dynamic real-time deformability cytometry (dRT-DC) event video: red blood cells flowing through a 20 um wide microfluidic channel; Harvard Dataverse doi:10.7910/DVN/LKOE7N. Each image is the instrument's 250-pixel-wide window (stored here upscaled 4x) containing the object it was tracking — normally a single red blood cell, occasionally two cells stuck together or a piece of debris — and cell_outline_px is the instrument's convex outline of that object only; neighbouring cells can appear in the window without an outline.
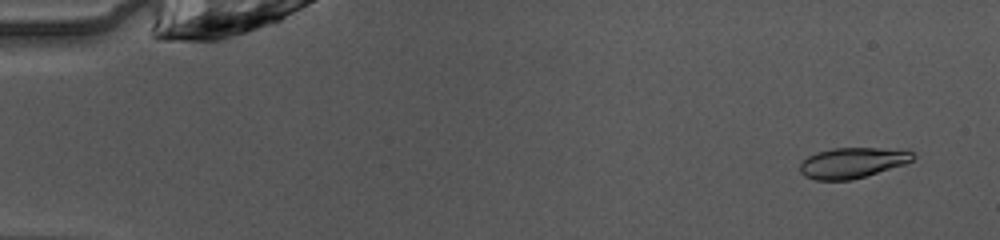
{"species": "common noctule bat (a hibernating species)", "species_latin": "Nyctalus noctula", "temperature_condition": "warm", "stored_images_in_passage": 49, "camera_frame_rate_fps": 3000, "um_per_image_px": 0.085, "animal": {"sex": "female", "body_mass_g": 10.0, "forearm_length_mm": 53.1}, "frame": {"image": 1, "passage_image": 3, "time_ms": 0.667, "image_size_px": [1000, 240], "cell_outline_px": [[916, 156], [912, 160], [904, 164], [852, 180], [816, 180], [804, 176], [800, 172], [800, 164], [808, 156], [816, 152], [832, 148], [908, 148]], "centroid_in_image_um": [72.49, 13.82], "position_along_channel_um": 12.5, "area_um2": 20.29}}
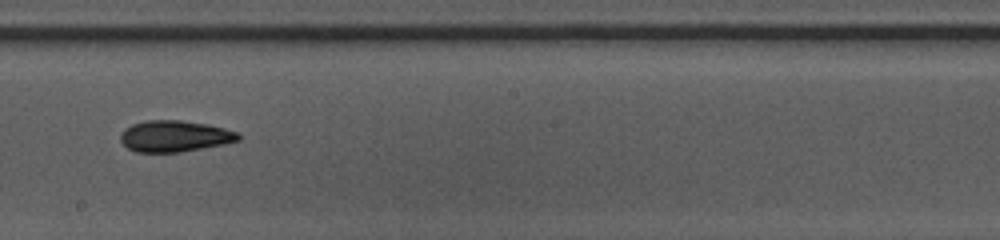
{"frame": {"image": 2, "passage_image": 28, "time_ms": 9.0, "image_size_px": [1000, 240], "cell_outline_px": [[240, 140], [224, 144], [180, 152], [136, 152], [128, 148], [120, 140], [120, 132], [124, 128], [132, 124], [144, 120], [180, 120], [208, 124], [224, 128], [236, 132], [240, 136]], "centroid_in_image_um": [14.81, 11.57], "position_along_channel_um": 233.4, "area_um2": 21.56}}
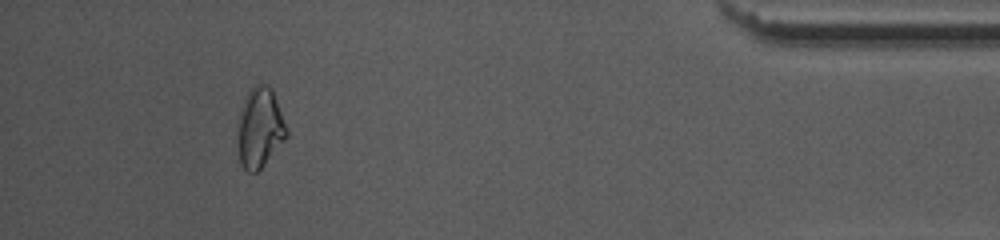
{"frame": {"image": 3, "passage_image": 45, "time_ms": 14.667, "image_size_px": [1000, 240], "cell_outline_px": [[288, 136], [264, 164], [256, 172], [248, 172], [240, 164], [240, 108], [248, 92], [256, 84], [268, 84], [272, 88], [288, 132]], "centroid_in_image_um": [22.12, 10.84], "position_along_channel_um": 413.1, "area_um2": 22.02}, "authors_computed_cell_mechanics": {"area_um2": 21.2126, "velocity_mm_per_s": 4.0912, "shape_relaxation_time_tau1_ms": 5.2724, "shape_relaxation_time_tau2_ms": 3.4933, "deformation_change_tau1": 0.1662, "deformation_change_tau2": 0.1024}}